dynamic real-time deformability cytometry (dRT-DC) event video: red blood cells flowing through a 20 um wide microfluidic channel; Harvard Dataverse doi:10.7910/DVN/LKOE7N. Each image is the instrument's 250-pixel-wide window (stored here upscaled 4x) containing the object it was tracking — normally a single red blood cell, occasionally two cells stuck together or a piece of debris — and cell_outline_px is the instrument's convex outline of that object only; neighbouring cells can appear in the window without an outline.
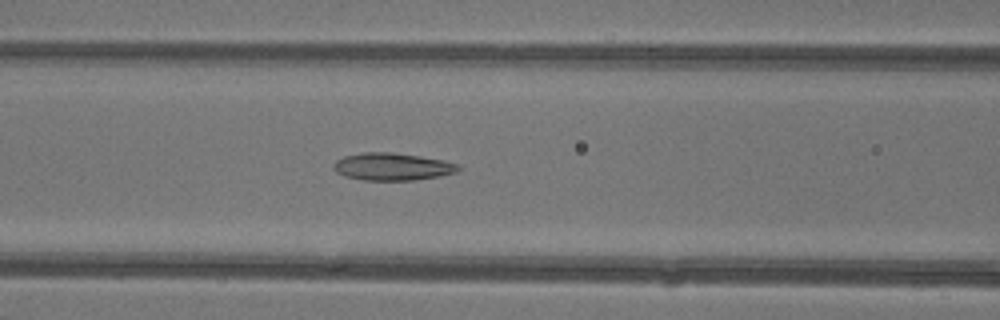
{"species": "common noctule bat (a hibernating species)", "species_latin": "Nyctalus noctula", "temperature_condition": "warm", "stored_images_in_passage": 43, "camera_frame_rate_fps": 3000, "um_per_image_px": 0.085, "animal": {"sex": "female"}, "frame": {"image": 1, "passage_image": 20, "time_ms": 6.333, "image_size_px": [1000, 320], "cell_outline_px": [[460, 168], [456, 172], [440, 176], [412, 180], [364, 180], [344, 176], [336, 172], [332, 168], [332, 164], [336, 160], [344, 156], [364, 152], [392, 152], [420, 156], [444, 160], [456, 164]], "centroid_in_image_um": [33.3, 14.16], "position_along_channel_um": 133.3, "area_um2": 19.94}}
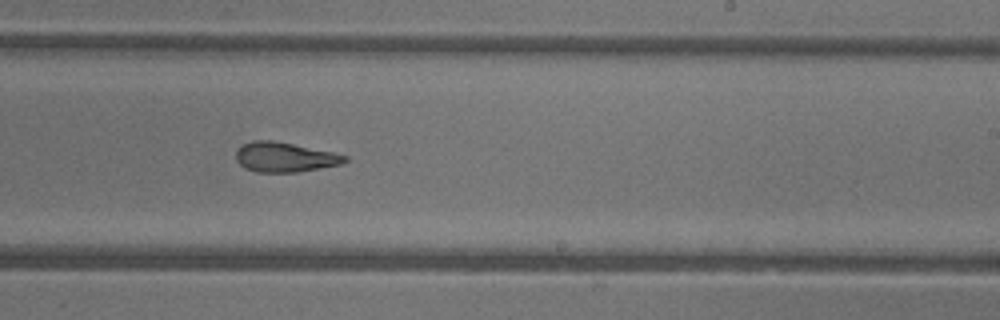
{"frame": {"image": 2, "passage_image": 29, "time_ms": 9.333, "image_size_px": [1000, 320], "cell_outline_px": [[348, 160], [340, 164], [320, 168], [296, 172], [256, 172], [244, 168], [236, 160], [236, 148], [252, 140], [272, 140], [332, 152], [348, 156]], "centroid_in_image_um": [24.16, 13.36], "position_along_channel_um": 264.8, "area_um2": 18.79}}
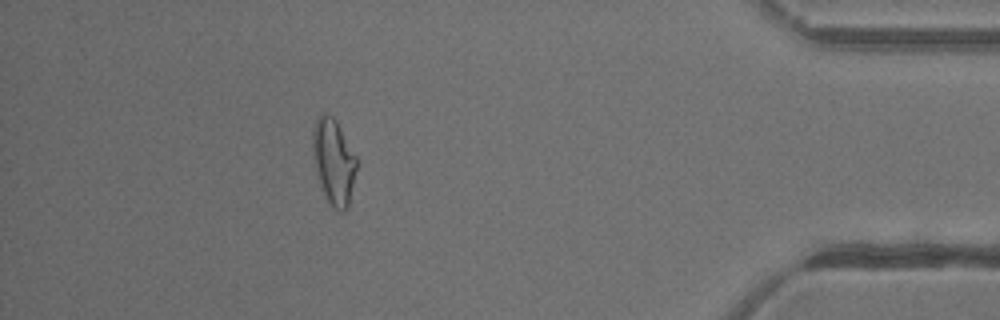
{"frame": {"image": 3, "passage_image": 42, "time_ms": 13.667, "image_size_px": [1000, 320], "cell_outline_px": [[356, 168], [348, 208], [344, 212], [340, 212], [332, 208], [328, 204], [320, 184], [316, 172], [312, 152], [312, 128], [316, 120], [320, 116], [332, 116], [336, 120], [356, 156]], "centroid_in_image_um": [28.34, 13.79], "position_along_channel_um": 406.9, "area_um2": 21.79}}